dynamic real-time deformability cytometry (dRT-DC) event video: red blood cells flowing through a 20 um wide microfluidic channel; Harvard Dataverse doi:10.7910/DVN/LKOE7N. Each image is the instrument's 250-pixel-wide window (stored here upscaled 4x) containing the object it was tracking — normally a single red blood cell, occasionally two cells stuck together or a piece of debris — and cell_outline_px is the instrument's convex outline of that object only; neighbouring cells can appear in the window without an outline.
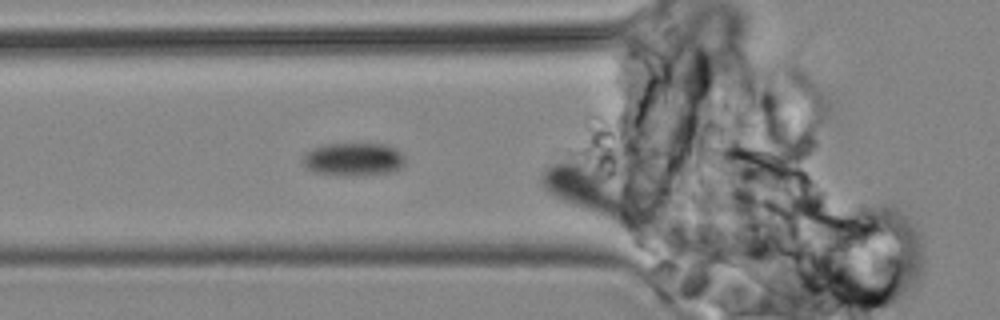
{"species": "common noctule bat (a hibernating species)", "species_latin": "Nyctalus noctula", "temperature_condition": "cold", "stored_images_in_passage": 5, "camera_frame_rate_fps": 3000, "um_per_image_px": 0.085, "animal": {"sex": "male", "body_mass_g": 19.2, "forearm_length_mm": 51.8}, "frame": {"image": 1, "passage_image": 2, "time_ms": 1.0, "image_size_px": [1000, 320], "cell_outline_px": [[632, 224], [620, 224], [560, 200], [552, 196], [544, 188], [540, 180], [540, 176], [544, 168], [576, 148], [620, 196], [632, 220]], "centroid_in_image_um": [49.62, 15.96], "position_along_channel_um": 76.2, "area_um2": 24.97}}
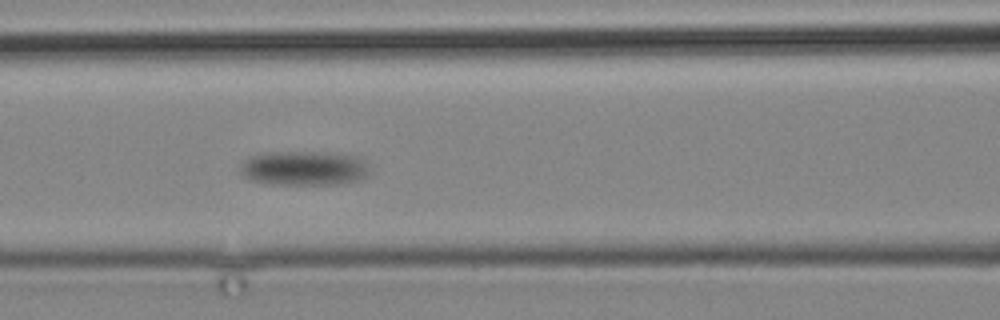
{"frame": {"image": 2, "passage_image": 5, "time_ms": 4.333, "image_size_px": [1000, 320], "cell_outline_px": [[372, 172], [360, 180], [340, 184], [272, 184], [252, 180], [244, 176], [240, 172], [240, 164], [244, 160], [252, 156], [268, 152], [324, 152], [356, 156], [364, 160], [368, 164]], "centroid_in_image_um": [25.89, 14.3], "position_along_channel_um": 140.7, "area_um2": 26.18}}